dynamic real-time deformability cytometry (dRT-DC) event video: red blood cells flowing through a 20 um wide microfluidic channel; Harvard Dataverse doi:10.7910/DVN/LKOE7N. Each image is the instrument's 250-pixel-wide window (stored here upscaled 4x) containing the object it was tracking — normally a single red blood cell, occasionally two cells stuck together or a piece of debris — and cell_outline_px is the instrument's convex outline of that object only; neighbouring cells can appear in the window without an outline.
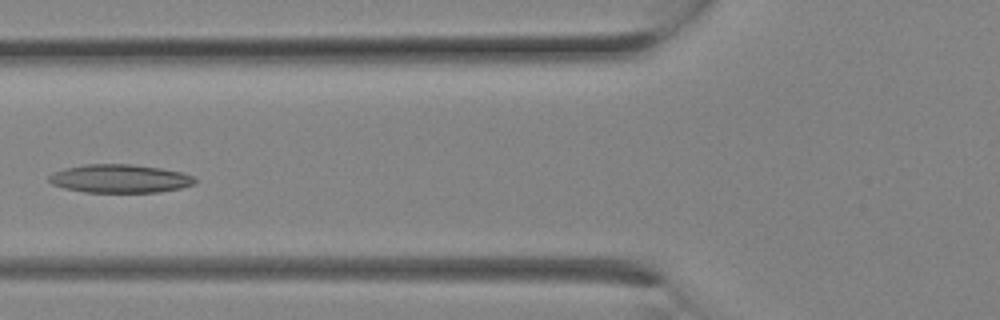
{"species": "Egyptian fruit bat (a non-hibernating species)", "species_latin": "Rousettus aegyptiacus", "temperature_condition": "room temperature", "stored_images_in_passage": 14, "camera_frame_rate_fps": 3000, "um_per_image_px": 0.085, "animal": {"sex": "female"}, "frame": {"image": 1, "passage_image": 10, "time_ms": 3.0, "image_size_px": [1000, 320], "cell_outline_px": [[196, 180], [192, 184], [180, 188], [160, 192], [84, 192], [64, 188], [52, 184], [48, 180], [48, 176], [52, 172], [64, 168], [84, 164], [132, 164], [160, 168], [180, 172], [192, 176]], "centroid_in_image_um": [10.12, 15.18], "position_along_channel_um": 115.7, "area_um2": 24.1}}
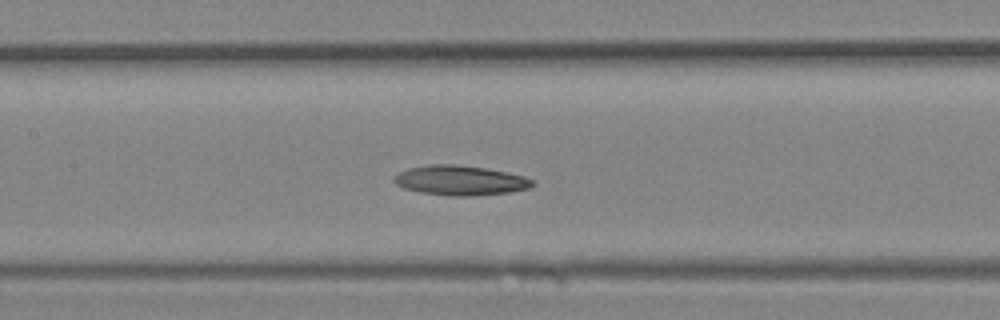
{"frame": {"image": 2, "passage_image": 12, "time_ms": 3.667, "image_size_px": [1000, 320], "cell_outline_px": [[536, 184], [528, 188], [508, 192], [472, 196], [448, 196], [420, 192], [404, 188], [396, 184], [392, 180], [396, 172], [408, 168], [428, 164], [452, 164], [484, 168], [524, 176], [536, 180]], "centroid_in_image_um": [39.08, 15.33], "position_along_channel_um": 168.3, "area_um2": 24.1}}
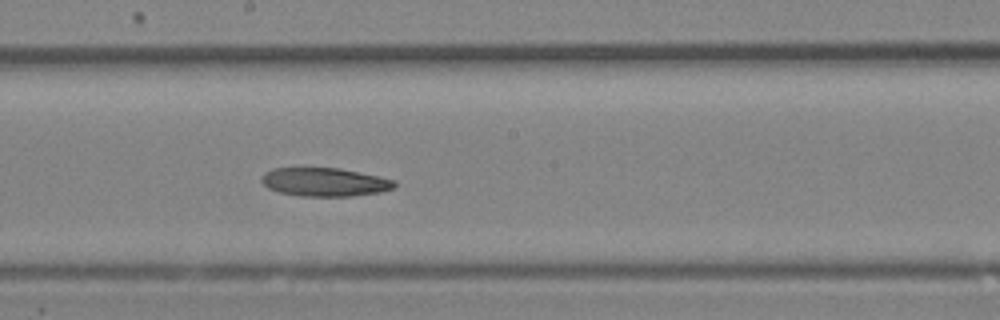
{"frame": {"image": 3, "passage_image": 14, "time_ms": 4.333, "image_size_px": [1000, 320], "cell_outline_px": [[396, 184], [392, 188], [380, 192], [352, 196], [300, 196], [280, 192], [268, 188], [260, 180], [260, 176], [264, 172], [272, 168], [340, 168], [380, 176], [396, 180]], "centroid_in_image_um": [27.58, 15.46], "position_along_channel_um": 220.6, "area_um2": 22.2}}